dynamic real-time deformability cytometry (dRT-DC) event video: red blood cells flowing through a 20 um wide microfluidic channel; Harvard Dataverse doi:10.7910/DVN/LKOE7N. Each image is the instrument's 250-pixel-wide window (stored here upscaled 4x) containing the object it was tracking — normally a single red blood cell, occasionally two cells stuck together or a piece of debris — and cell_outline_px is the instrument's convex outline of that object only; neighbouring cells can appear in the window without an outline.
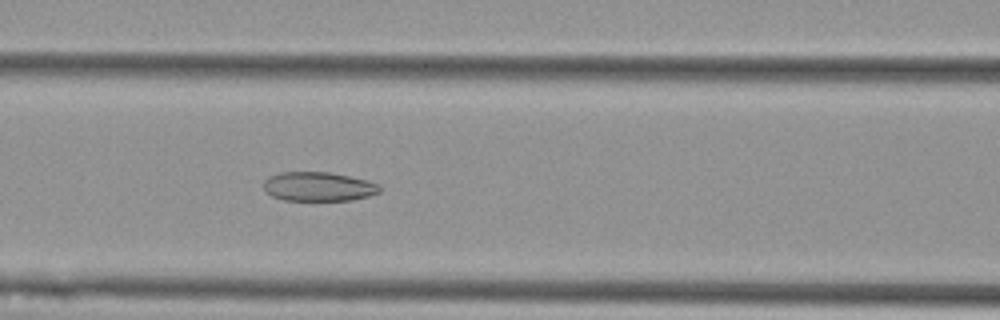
{"species": "Egyptian fruit bat (a non-hibernating species)", "species_latin": "Rousettus aegyptiacus", "temperature_condition": "cold", "stored_images_in_passage": 40, "camera_frame_rate_fps": 3000, "um_per_image_px": 0.085, "animal": {"sex": "female"}, "frame": {"image": 1, "passage_image": 13, "time_ms": 4.0, "image_size_px": [1000, 320], "cell_outline_px": [[380, 192], [368, 196], [352, 200], [284, 200], [272, 196], [264, 192], [264, 180], [268, 176], [280, 172], [328, 172], [368, 180], [380, 184]], "centroid_in_image_um": [27.05, 15.85], "position_along_channel_um": 139.6, "area_um2": 19.83}}
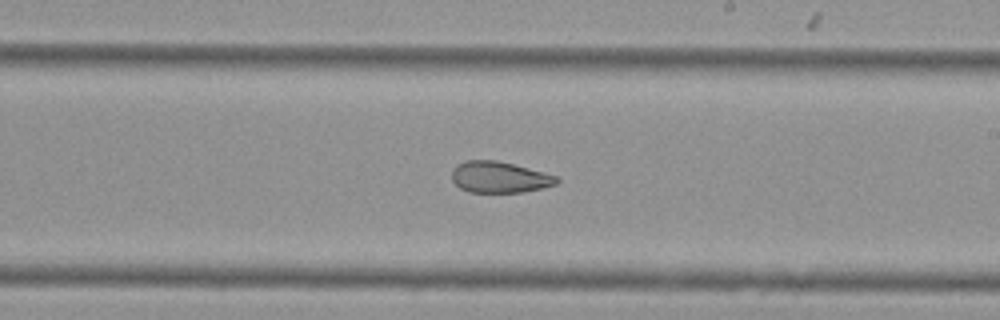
{"frame": {"image": 2, "passage_image": 22, "time_ms": 7.0, "image_size_px": [1000, 320], "cell_outline_px": [[560, 180], [556, 184], [544, 188], [520, 192], [468, 192], [460, 188], [452, 180], [452, 168], [456, 164], [464, 160], [496, 160], [544, 172], [556, 176]], "centroid_in_image_um": [42.42, 15.05], "position_along_channel_um": 246.6, "area_um2": 19.13}}
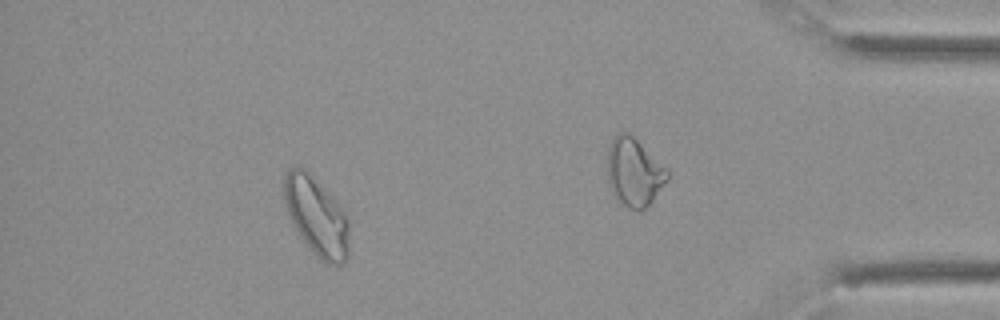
{"frame": {"image": 3, "passage_image": 34, "time_ms": 11.0, "image_size_px": [1000, 320], "cell_outline_px": [[348, 256], [344, 264], [328, 264], [320, 260], [308, 248], [292, 224], [288, 216], [280, 184], [280, 180], [288, 168], [300, 164], [308, 168], [336, 200], [344, 212], [348, 220]], "centroid_in_image_um": [26.83, 18.29], "position_along_channel_um": 408.4, "area_um2": 30.98}, "authors_computed_cell_mechanics": {"area_um2": 21.4438, "velocity_mm_per_s": 3.588, "shape_relaxation_time_tau1_ms": null, "shape_relaxation_time_tau2_ms": 3.203, "deformation_change_tau1": null, "deformation_change_tau2": 0.0928}}